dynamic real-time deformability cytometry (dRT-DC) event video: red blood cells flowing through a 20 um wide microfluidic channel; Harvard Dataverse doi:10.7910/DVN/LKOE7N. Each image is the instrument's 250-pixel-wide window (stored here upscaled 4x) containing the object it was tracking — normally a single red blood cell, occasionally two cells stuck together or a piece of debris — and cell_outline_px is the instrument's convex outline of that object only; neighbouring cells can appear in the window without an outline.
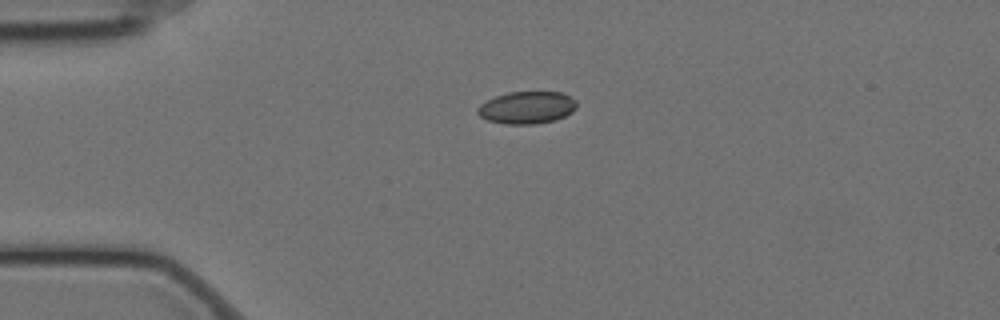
{"species": "Egyptian fruit bat (a non-hibernating species)", "species_latin": "Rousettus aegyptiacus", "temperature_condition": "cold", "stored_images_in_passage": 40, "camera_frame_rate_fps": 3000, "um_per_image_px": 0.085, "animal": {"sex": "female"}, "frame": {"image": 1, "passage_image": 1, "time_ms": 0.0, "image_size_px": [1000, 320], "cell_outline_px": [[576, 108], [572, 112], [556, 120], [536, 124], [504, 124], [488, 120], [480, 116], [476, 112], [476, 108], [480, 104], [496, 96], [508, 92], [560, 92], [576, 100]], "centroid_in_image_um": [44.77, 9.15], "position_along_channel_um": 40.2, "area_um2": 18.67}}
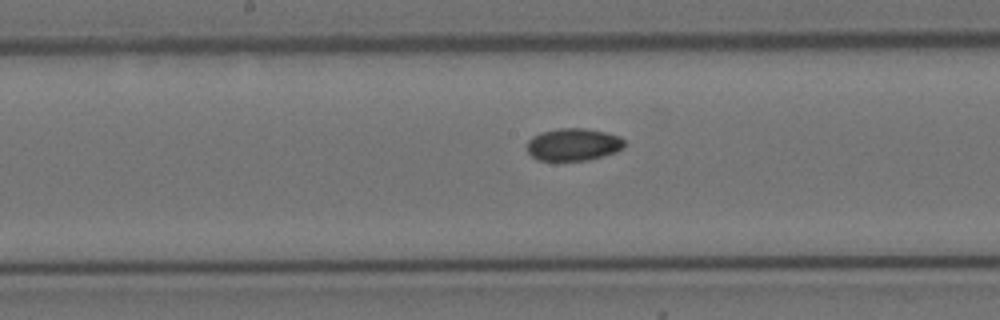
{"frame": {"image": 2, "passage_image": 17, "time_ms": 5.333, "image_size_px": [1000, 320], "cell_outline_px": [[624, 148], [616, 152], [604, 156], [588, 160], [536, 160], [528, 152], [528, 140], [532, 136], [540, 132], [560, 128], [584, 128], [604, 132], [620, 136], [624, 140]], "centroid_in_image_um": [48.74, 12.28], "position_along_channel_um": 199.5, "area_um2": 18.44}}
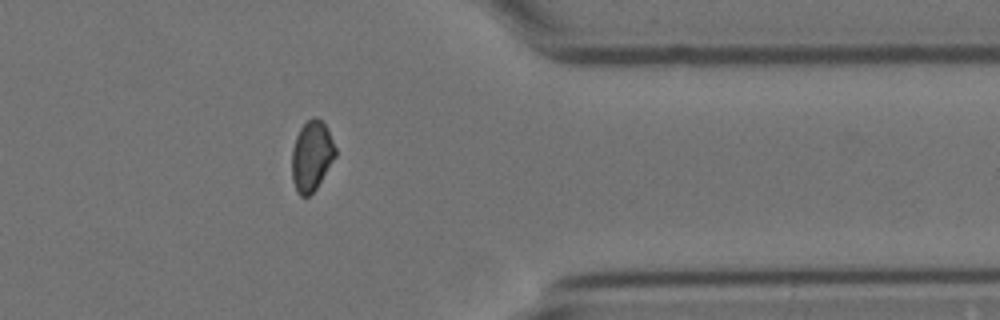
{"frame": {"image": 3, "passage_image": 34, "time_ms": 11.0, "image_size_px": [1000, 320], "cell_outline_px": [[336, 156], [316, 188], [308, 196], [300, 196], [296, 192], [292, 180], [292, 148], [296, 136], [300, 128], [312, 116], [316, 116], [328, 128], [336, 148]], "centroid_in_image_um": [26.48, 13.24], "position_along_channel_um": 384.9, "area_um2": 17.86}, "authors_computed_cell_mechanics": {"area_um2": 18.3804, "velocity_mm_per_s": 3.5073, "shape_relaxation_time_tau1_ms": null, "shape_relaxation_time_tau2_ms": 3.3362, "deformation_change_tau1": null, "deformation_change_tau2": 0.0552}}